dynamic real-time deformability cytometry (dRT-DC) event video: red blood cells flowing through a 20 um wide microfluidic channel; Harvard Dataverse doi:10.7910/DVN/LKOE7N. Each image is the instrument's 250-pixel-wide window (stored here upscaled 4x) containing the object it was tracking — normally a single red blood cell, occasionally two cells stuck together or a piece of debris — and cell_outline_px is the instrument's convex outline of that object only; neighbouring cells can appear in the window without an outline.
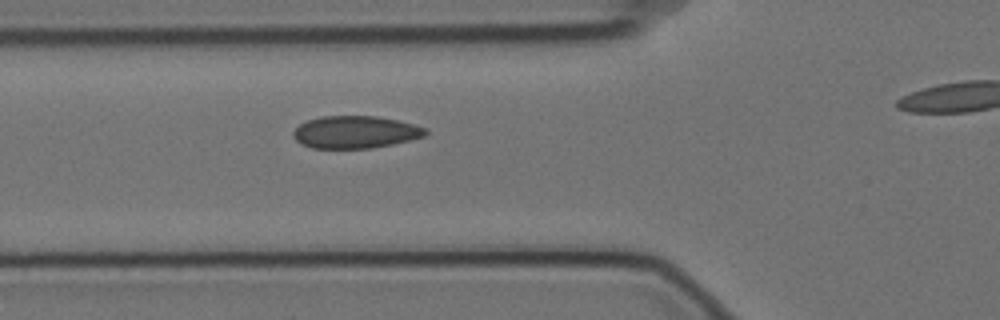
{"species": "Egyptian fruit bat (a non-hibernating species)", "species_latin": "Rousettus aegyptiacus", "temperature_condition": "cold", "stored_images_in_passage": 4, "segment_of_instrument_passage": [1, 2], "camera_frame_rate_fps": 3000, "um_per_image_px": 0.085, "animal": {"sex": "female"}, "frame": {"image": 1, "passage_image": 3, "time_ms": 0.667, "image_size_px": [1000, 320], "cell_outline_px": [[428, 132], [424, 136], [392, 144], [372, 148], [312, 148], [300, 144], [292, 136], [292, 132], [300, 124], [308, 120], [320, 116], [376, 116], [396, 120], [428, 128]], "centroid_in_image_um": [30.17, 11.23], "position_along_channel_um": 95.6, "area_um2": 24.91}}